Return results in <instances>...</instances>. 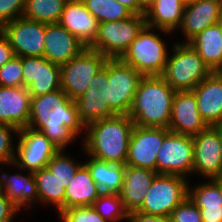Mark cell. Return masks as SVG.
Listing matches in <instances>:
<instances>
[{
    "instance_id": "cell-44",
    "label": "cell",
    "mask_w": 222,
    "mask_h": 222,
    "mask_svg": "<svg viewBox=\"0 0 222 222\" xmlns=\"http://www.w3.org/2000/svg\"><path fill=\"white\" fill-rule=\"evenodd\" d=\"M127 7L133 14L144 15L145 10L141 7L140 0H116Z\"/></svg>"
},
{
    "instance_id": "cell-4",
    "label": "cell",
    "mask_w": 222,
    "mask_h": 222,
    "mask_svg": "<svg viewBox=\"0 0 222 222\" xmlns=\"http://www.w3.org/2000/svg\"><path fill=\"white\" fill-rule=\"evenodd\" d=\"M170 48L161 77L175 91L193 90L213 73L189 43L175 42Z\"/></svg>"
},
{
    "instance_id": "cell-27",
    "label": "cell",
    "mask_w": 222,
    "mask_h": 222,
    "mask_svg": "<svg viewBox=\"0 0 222 222\" xmlns=\"http://www.w3.org/2000/svg\"><path fill=\"white\" fill-rule=\"evenodd\" d=\"M188 43L213 72H222V36L217 23L205 28Z\"/></svg>"
},
{
    "instance_id": "cell-7",
    "label": "cell",
    "mask_w": 222,
    "mask_h": 222,
    "mask_svg": "<svg viewBox=\"0 0 222 222\" xmlns=\"http://www.w3.org/2000/svg\"><path fill=\"white\" fill-rule=\"evenodd\" d=\"M189 180L157 174L148 188L144 203L137 210L148 215L169 217L171 212L188 196Z\"/></svg>"
},
{
    "instance_id": "cell-11",
    "label": "cell",
    "mask_w": 222,
    "mask_h": 222,
    "mask_svg": "<svg viewBox=\"0 0 222 222\" xmlns=\"http://www.w3.org/2000/svg\"><path fill=\"white\" fill-rule=\"evenodd\" d=\"M108 60L92 78L87 90L74 100L78 118L85 127L103 118L117 115L108 104Z\"/></svg>"
},
{
    "instance_id": "cell-20",
    "label": "cell",
    "mask_w": 222,
    "mask_h": 222,
    "mask_svg": "<svg viewBox=\"0 0 222 222\" xmlns=\"http://www.w3.org/2000/svg\"><path fill=\"white\" fill-rule=\"evenodd\" d=\"M12 166L18 168L20 173L8 174L0 168V189L1 192L19 209L36 208L33 205H38V189L34 173L27 171L26 175L22 174L14 162L0 166ZM3 170V171H2ZM33 206V207H32Z\"/></svg>"
},
{
    "instance_id": "cell-32",
    "label": "cell",
    "mask_w": 222,
    "mask_h": 222,
    "mask_svg": "<svg viewBox=\"0 0 222 222\" xmlns=\"http://www.w3.org/2000/svg\"><path fill=\"white\" fill-rule=\"evenodd\" d=\"M99 23L127 19L133 13L116 0H82Z\"/></svg>"
},
{
    "instance_id": "cell-46",
    "label": "cell",
    "mask_w": 222,
    "mask_h": 222,
    "mask_svg": "<svg viewBox=\"0 0 222 222\" xmlns=\"http://www.w3.org/2000/svg\"><path fill=\"white\" fill-rule=\"evenodd\" d=\"M216 132L218 133L219 137H220V140H221V143H222V122L220 123H217L215 125L212 126Z\"/></svg>"
},
{
    "instance_id": "cell-8",
    "label": "cell",
    "mask_w": 222,
    "mask_h": 222,
    "mask_svg": "<svg viewBox=\"0 0 222 222\" xmlns=\"http://www.w3.org/2000/svg\"><path fill=\"white\" fill-rule=\"evenodd\" d=\"M108 58L86 47L80 54L60 65L61 90L75 100L88 88L92 78L104 66Z\"/></svg>"
},
{
    "instance_id": "cell-17",
    "label": "cell",
    "mask_w": 222,
    "mask_h": 222,
    "mask_svg": "<svg viewBox=\"0 0 222 222\" xmlns=\"http://www.w3.org/2000/svg\"><path fill=\"white\" fill-rule=\"evenodd\" d=\"M208 127L198 110L194 92L192 90L176 91L172 103L169 131L195 136Z\"/></svg>"
},
{
    "instance_id": "cell-19",
    "label": "cell",
    "mask_w": 222,
    "mask_h": 222,
    "mask_svg": "<svg viewBox=\"0 0 222 222\" xmlns=\"http://www.w3.org/2000/svg\"><path fill=\"white\" fill-rule=\"evenodd\" d=\"M44 57L57 65H63L85 48L78 38L59 23L46 24L44 33Z\"/></svg>"
},
{
    "instance_id": "cell-2",
    "label": "cell",
    "mask_w": 222,
    "mask_h": 222,
    "mask_svg": "<svg viewBox=\"0 0 222 222\" xmlns=\"http://www.w3.org/2000/svg\"><path fill=\"white\" fill-rule=\"evenodd\" d=\"M129 115H115L88 124L82 138L86 156L114 164L126 163L129 139L134 128Z\"/></svg>"
},
{
    "instance_id": "cell-13",
    "label": "cell",
    "mask_w": 222,
    "mask_h": 222,
    "mask_svg": "<svg viewBox=\"0 0 222 222\" xmlns=\"http://www.w3.org/2000/svg\"><path fill=\"white\" fill-rule=\"evenodd\" d=\"M0 30L8 38L15 56L39 57L44 55L46 23L19 17L4 24Z\"/></svg>"
},
{
    "instance_id": "cell-35",
    "label": "cell",
    "mask_w": 222,
    "mask_h": 222,
    "mask_svg": "<svg viewBox=\"0 0 222 222\" xmlns=\"http://www.w3.org/2000/svg\"><path fill=\"white\" fill-rule=\"evenodd\" d=\"M18 133L19 129L8 124H0V165L14 162L16 144H14L13 138Z\"/></svg>"
},
{
    "instance_id": "cell-14",
    "label": "cell",
    "mask_w": 222,
    "mask_h": 222,
    "mask_svg": "<svg viewBox=\"0 0 222 222\" xmlns=\"http://www.w3.org/2000/svg\"><path fill=\"white\" fill-rule=\"evenodd\" d=\"M168 132V128L135 125L129 139L125 165L147 168L156 172L157 153Z\"/></svg>"
},
{
    "instance_id": "cell-1",
    "label": "cell",
    "mask_w": 222,
    "mask_h": 222,
    "mask_svg": "<svg viewBox=\"0 0 222 222\" xmlns=\"http://www.w3.org/2000/svg\"><path fill=\"white\" fill-rule=\"evenodd\" d=\"M28 127L42 132L59 150H67L78 135L85 136L86 128L78 118L74 100L61 89L31 97Z\"/></svg>"
},
{
    "instance_id": "cell-5",
    "label": "cell",
    "mask_w": 222,
    "mask_h": 222,
    "mask_svg": "<svg viewBox=\"0 0 222 222\" xmlns=\"http://www.w3.org/2000/svg\"><path fill=\"white\" fill-rule=\"evenodd\" d=\"M154 28L145 26L120 58L143 76H161L169 53V44Z\"/></svg>"
},
{
    "instance_id": "cell-15",
    "label": "cell",
    "mask_w": 222,
    "mask_h": 222,
    "mask_svg": "<svg viewBox=\"0 0 222 222\" xmlns=\"http://www.w3.org/2000/svg\"><path fill=\"white\" fill-rule=\"evenodd\" d=\"M194 165L193 175L205 179L222 178V143L213 127H208L193 136Z\"/></svg>"
},
{
    "instance_id": "cell-28",
    "label": "cell",
    "mask_w": 222,
    "mask_h": 222,
    "mask_svg": "<svg viewBox=\"0 0 222 222\" xmlns=\"http://www.w3.org/2000/svg\"><path fill=\"white\" fill-rule=\"evenodd\" d=\"M83 164L102 193L119 194L122 189L125 166L101 161L88 156Z\"/></svg>"
},
{
    "instance_id": "cell-6",
    "label": "cell",
    "mask_w": 222,
    "mask_h": 222,
    "mask_svg": "<svg viewBox=\"0 0 222 222\" xmlns=\"http://www.w3.org/2000/svg\"><path fill=\"white\" fill-rule=\"evenodd\" d=\"M145 26V16L137 14L120 21L99 23L96 37L88 48L108 59H120Z\"/></svg>"
},
{
    "instance_id": "cell-31",
    "label": "cell",
    "mask_w": 222,
    "mask_h": 222,
    "mask_svg": "<svg viewBox=\"0 0 222 222\" xmlns=\"http://www.w3.org/2000/svg\"><path fill=\"white\" fill-rule=\"evenodd\" d=\"M188 196L198 208H221L222 206V178L207 179L198 185L190 186ZM194 187V188H193Z\"/></svg>"
},
{
    "instance_id": "cell-23",
    "label": "cell",
    "mask_w": 222,
    "mask_h": 222,
    "mask_svg": "<svg viewBox=\"0 0 222 222\" xmlns=\"http://www.w3.org/2000/svg\"><path fill=\"white\" fill-rule=\"evenodd\" d=\"M86 47L95 39L98 20L89 12L82 0H68L58 22Z\"/></svg>"
},
{
    "instance_id": "cell-24",
    "label": "cell",
    "mask_w": 222,
    "mask_h": 222,
    "mask_svg": "<svg viewBox=\"0 0 222 222\" xmlns=\"http://www.w3.org/2000/svg\"><path fill=\"white\" fill-rule=\"evenodd\" d=\"M157 172L134 166H125L123 184L119 193L128 212L138 210L144 203L153 179Z\"/></svg>"
},
{
    "instance_id": "cell-25",
    "label": "cell",
    "mask_w": 222,
    "mask_h": 222,
    "mask_svg": "<svg viewBox=\"0 0 222 222\" xmlns=\"http://www.w3.org/2000/svg\"><path fill=\"white\" fill-rule=\"evenodd\" d=\"M185 4L184 0H156L145 10L146 26L163 35L174 34L181 24Z\"/></svg>"
},
{
    "instance_id": "cell-10",
    "label": "cell",
    "mask_w": 222,
    "mask_h": 222,
    "mask_svg": "<svg viewBox=\"0 0 222 222\" xmlns=\"http://www.w3.org/2000/svg\"><path fill=\"white\" fill-rule=\"evenodd\" d=\"M143 75L120 59H108L109 107L117 115H128Z\"/></svg>"
},
{
    "instance_id": "cell-16",
    "label": "cell",
    "mask_w": 222,
    "mask_h": 222,
    "mask_svg": "<svg viewBox=\"0 0 222 222\" xmlns=\"http://www.w3.org/2000/svg\"><path fill=\"white\" fill-rule=\"evenodd\" d=\"M23 86L31 97H38L61 89L60 66L44 56L21 57Z\"/></svg>"
},
{
    "instance_id": "cell-22",
    "label": "cell",
    "mask_w": 222,
    "mask_h": 222,
    "mask_svg": "<svg viewBox=\"0 0 222 222\" xmlns=\"http://www.w3.org/2000/svg\"><path fill=\"white\" fill-rule=\"evenodd\" d=\"M192 91L205 123L212 127L222 122V72H213Z\"/></svg>"
},
{
    "instance_id": "cell-37",
    "label": "cell",
    "mask_w": 222,
    "mask_h": 222,
    "mask_svg": "<svg viewBox=\"0 0 222 222\" xmlns=\"http://www.w3.org/2000/svg\"><path fill=\"white\" fill-rule=\"evenodd\" d=\"M58 217L62 222H108L93 206H77L63 210Z\"/></svg>"
},
{
    "instance_id": "cell-29",
    "label": "cell",
    "mask_w": 222,
    "mask_h": 222,
    "mask_svg": "<svg viewBox=\"0 0 222 222\" xmlns=\"http://www.w3.org/2000/svg\"><path fill=\"white\" fill-rule=\"evenodd\" d=\"M33 173L38 189V202L53 206L59 215L64 210V184L47 167Z\"/></svg>"
},
{
    "instance_id": "cell-9",
    "label": "cell",
    "mask_w": 222,
    "mask_h": 222,
    "mask_svg": "<svg viewBox=\"0 0 222 222\" xmlns=\"http://www.w3.org/2000/svg\"><path fill=\"white\" fill-rule=\"evenodd\" d=\"M193 165V136L169 131L157 153V174L176 175L189 180L188 177L193 175Z\"/></svg>"
},
{
    "instance_id": "cell-48",
    "label": "cell",
    "mask_w": 222,
    "mask_h": 222,
    "mask_svg": "<svg viewBox=\"0 0 222 222\" xmlns=\"http://www.w3.org/2000/svg\"><path fill=\"white\" fill-rule=\"evenodd\" d=\"M192 1H195V0H184L185 3H189V2H192Z\"/></svg>"
},
{
    "instance_id": "cell-18",
    "label": "cell",
    "mask_w": 222,
    "mask_h": 222,
    "mask_svg": "<svg viewBox=\"0 0 222 222\" xmlns=\"http://www.w3.org/2000/svg\"><path fill=\"white\" fill-rule=\"evenodd\" d=\"M222 17L221 0H195L185 4L179 32L185 37L180 43H188L205 28L213 25Z\"/></svg>"
},
{
    "instance_id": "cell-12",
    "label": "cell",
    "mask_w": 222,
    "mask_h": 222,
    "mask_svg": "<svg viewBox=\"0 0 222 222\" xmlns=\"http://www.w3.org/2000/svg\"><path fill=\"white\" fill-rule=\"evenodd\" d=\"M14 163L25 171L35 172L46 167L50 159L59 151L42 133L29 127L19 130Z\"/></svg>"
},
{
    "instance_id": "cell-3",
    "label": "cell",
    "mask_w": 222,
    "mask_h": 222,
    "mask_svg": "<svg viewBox=\"0 0 222 222\" xmlns=\"http://www.w3.org/2000/svg\"><path fill=\"white\" fill-rule=\"evenodd\" d=\"M175 92L161 76H143L128 114L134 125L168 128Z\"/></svg>"
},
{
    "instance_id": "cell-36",
    "label": "cell",
    "mask_w": 222,
    "mask_h": 222,
    "mask_svg": "<svg viewBox=\"0 0 222 222\" xmlns=\"http://www.w3.org/2000/svg\"><path fill=\"white\" fill-rule=\"evenodd\" d=\"M0 86L21 87L23 86L22 60L14 56L0 68Z\"/></svg>"
},
{
    "instance_id": "cell-42",
    "label": "cell",
    "mask_w": 222,
    "mask_h": 222,
    "mask_svg": "<svg viewBox=\"0 0 222 222\" xmlns=\"http://www.w3.org/2000/svg\"><path fill=\"white\" fill-rule=\"evenodd\" d=\"M15 56L8 38L0 30V68Z\"/></svg>"
},
{
    "instance_id": "cell-26",
    "label": "cell",
    "mask_w": 222,
    "mask_h": 222,
    "mask_svg": "<svg viewBox=\"0 0 222 222\" xmlns=\"http://www.w3.org/2000/svg\"><path fill=\"white\" fill-rule=\"evenodd\" d=\"M101 193L88 168L82 164L65 188L64 210L77 206H92Z\"/></svg>"
},
{
    "instance_id": "cell-38",
    "label": "cell",
    "mask_w": 222,
    "mask_h": 222,
    "mask_svg": "<svg viewBox=\"0 0 222 222\" xmlns=\"http://www.w3.org/2000/svg\"><path fill=\"white\" fill-rule=\"evenodd\" d=\"M170 222H202L200 209L187 196L170 214Z\"/></svg>"
},
{
    "instance_id": "cell-45",
    "label": "cell",
    "mask_w": 222,
    "mask_h": 222,
    "mask_svg": "<svg viewBox=\"0 0 222 222\" xmlns=\"http://www.w3.org/2000/svg\"><path fill=\"white\" fill-rule=\"evenodd\" d=\"M156 0H140L141 7L146 10L150 7Z\"/></svg>"
},
{
    "instance_id": "cell-21",
    "label": "cell",
    "mask_w": 222,
    "mask_h": 222,
    "mask_svg": "<svg viewBox=\"0 0 222 222\" xmlns=\"http://www.w3.org/2000/svg\"><path fill=\"white\" fill-rule=\"evenodd\" d=\"M31 109V95L28 89L0 86V124L17 129L28 127Z\"/></svg>"
},
{
    "instance_id": "cell-41",
    "label": "cell",
    "mask_w": 222,
    "mask_h": 222,
    "mask_svg": "<svg viewBox=\"0 0 222 222\" xmlns=\"http://www.w3.org/2000/svg\"><path fill=\"white\" fill-rule=\"evenodd\" d=\"M128 222H170L169 217L148 215L137 210L131 211L128 214Z\"/></svg>"
},
{
    "instance_id": "cell-34",
    "label": "cell",
    "mask_w": 222,
    "mask_h": 222,
    "mask_svg": "<svg viewBox=\"0 0 222 222\" xmlns=\"http://www.w3.org/2000/svg\"><path fill=\"white\" fill-rule=\"evenodd\" d=\"M65 150H59L46 165L48 170L55 175L66 188L68 183L71 182L75 172L83 164L73 159ZM68 154V155H67Z\"/></svg>"
},
{
    "instance_id": "cell-30",
    "label": "cell",
    "mask_w": 222,
    "mask_h": 222,
    "mask_svg": "<svg viewBox=\"0 0 222 222\" xmlns=\"http://www.w3.org/2000/svg\"><path fill=\"white\" fill-rule=\"evenodd\" d=\"M68 0H26L23 17L46 24L58 23Z\"/></svg>"
},
{
    "instance_id": "cell-39",
    "label": "cell",
    "mask_w": 222,
    "mask_h": 222,
    "mask_svg": "<svg viewBox=\"0 0 222 222\" xmlns=\"http://www.w3.org/2000/svg\"><path fill=\"white\" fill-rule=\"evenodd\" d=\"M26 0H0V28L15 19L22 17Z\"/></svg>"
},
{
    "instance_id": "cell-33",
    "label": "cell",
    "mask_w": 222,
    "mask_h": 222,
    "mask_svg": "<svg viewBox=\"0 0 222 222\" xmlns=\"http://www.w3.org/2000/svg\"><path fill=\"white\" fill-rule=\"evenodd\" d=\"M92 206L108 222L128 220L129 212L119 194L101 193Z\"/></svg>"
},
{
    "instance_id": "cell-47",
    "label": "cell",
    "mask_w": 222,
    "mask_h": 222,
    "mask_svg": "<svg viewBox=\"0 0 222 222\" xmlns=\"http://www.w3.org/2000/svg\"><path fill=\"white\" fill-rule=\"evenodd\" d=\"M217 24H218L219 27H220V30H221V36H222V17L219 19V21L217 22Z\"/></svg>"
},
{
    "instance_id": "cell-43",
    "label": "cell",
    "mask_w": 222,
    "mask_h": 222,
    "mask_svg": "<svg viewBox=\"0 0 222 222\" xmlns=\"http://www.w3.org/2000/svg\"><path fill=\"white\" fill-rule=\"evenodd\" d=\"M202 222H222L221 208H199Z\"/></svg>"
},
{
    "instance_id": "cell-40",
    "label": "cell",
    "mask_w": 222,
    "mask_h": 222,
    "mask_svg": "<svg viewBox=\"0 0 222 222\" xmlns=\"http://www.w3.org/2000/svg\"><path fill=\"white\" fill-rule=\"evenodd\" d=\"M21 211L1 192L0 193V222H13Z\"/></svg>"
}]
</instances>
